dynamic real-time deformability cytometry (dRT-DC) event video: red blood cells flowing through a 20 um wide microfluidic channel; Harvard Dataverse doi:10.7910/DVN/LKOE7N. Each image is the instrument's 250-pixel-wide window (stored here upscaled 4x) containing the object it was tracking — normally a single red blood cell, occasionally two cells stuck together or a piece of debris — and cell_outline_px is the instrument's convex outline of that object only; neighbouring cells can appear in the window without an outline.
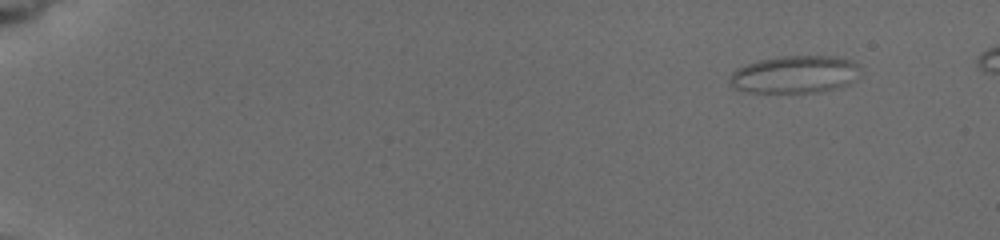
{"species": "common noctule bat (a hibernating species)", "species_latin": "Nyctalus noctula", "temperature_condition": "cold", "stored_images_in_passage": 24, "camera_frame_rate_fps": 3000, "um_per_image_px": 0.085, "animal": {"sex": "female", "body_mass_g": 19.5, "forearm_length_mm": 54.1}, "frame": {"image": 1, "passage_image": 1, "time_ms": 0.0, "image_size_px": [1000, 240], "cell_outline_px": [[856, 64], [848, 84], [816, 92], [748, 92], [736, 88], [728, 80], [732, 72], [748, 64], [760, 60], [780, 56], [828, 56], [848, 60]], "centroid_in_image_um": [67.42, 6.33], "position_along_channel_um": 17.6, "area_um2": 27.28}}